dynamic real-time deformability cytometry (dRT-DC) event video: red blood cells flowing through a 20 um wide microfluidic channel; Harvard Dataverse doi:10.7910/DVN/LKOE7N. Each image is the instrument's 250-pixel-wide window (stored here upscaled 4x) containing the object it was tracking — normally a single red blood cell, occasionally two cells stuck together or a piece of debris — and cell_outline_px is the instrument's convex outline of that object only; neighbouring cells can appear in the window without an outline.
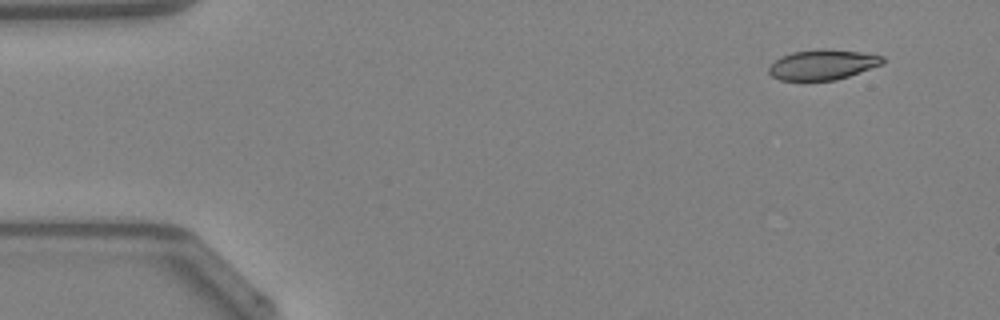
{"species": "Egyptian fruit bat (a non-hibernating species)", "species_latin": "Rousettus aegyptiacus", "temperature_condition": "warm", "stored_images_in_passage": 45, "camera_frame_rate_fps": 3000, "um_per_image_px": 0.085, "animal": {"sex": "female"}, "frame": {"image": 1, "passage_image": 1, "time_ms": 0.0, "image_size_px": [1000, 320], "cell_outline_px": [[884, 60], [880, 64], [848, 76], [836, 80], [780, 80], [772, 76], [768, 72], [768, 68], [780, 56], [792, 52], [820, 48], [824, 48], [860, 52], [884, 56]], "centroid_in_image_um": [69.88, 5.48], "position_along_channel_um": 15.1, "area_um2": 19.83}}
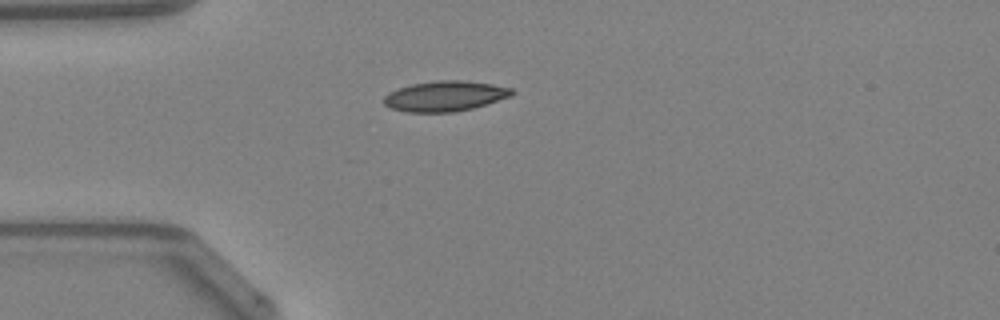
{"frame": {"image": 2, "passage_image": 10, "time_ms": 3.0, "image_size_px": [1000, 320], "cell_outline_px": [[516, 92], [512, 96], [472, 108], [456, 112], [404, 112], [392, 108], [384, 104], [384, 96], [388, 92], [412, 84], [436, 80], [464, 80], [492, 84], [512, 88]], "centroid_in_image_um": [37.84, 8.16], "position_along_channel_um": 47.2, "area_um2": 22.66}}